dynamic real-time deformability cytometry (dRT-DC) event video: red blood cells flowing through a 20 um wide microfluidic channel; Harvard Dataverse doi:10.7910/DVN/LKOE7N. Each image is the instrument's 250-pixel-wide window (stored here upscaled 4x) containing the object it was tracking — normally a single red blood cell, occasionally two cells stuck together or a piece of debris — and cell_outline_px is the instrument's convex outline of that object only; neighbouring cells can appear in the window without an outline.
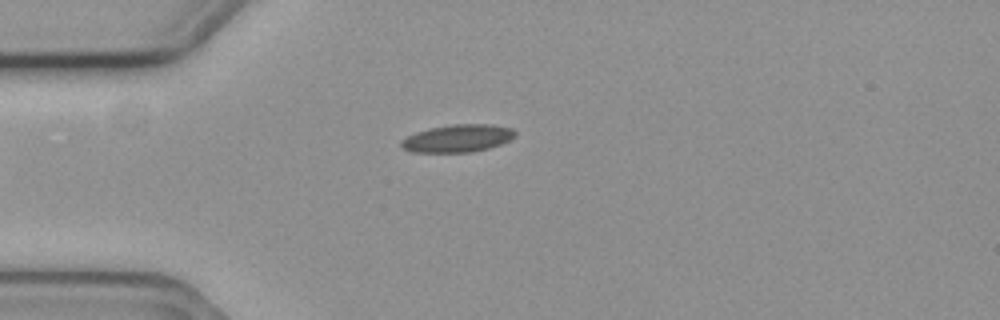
{"species": "common noctule bat (a hibernating species)", "species_latin": "Nyctalus noctula", "temperature_condition": "cold", "stored_images_in_passage": 2, "camera_frame_rate_fps": 3000, "um_per_image_px": 0.085, "animal": {"sex": "female", "body_mass_g": 19.3, "forearm_length_mm": 54.1}, "frame": {"image": 1, "passage_image": 2, "time_ms": 0.333, "image_size_px": [1000, 320], "cell_outline_px": [[516, 136], [500, 144], [488, 148], [472, 152], [412, 152], [400, 148], [400, 140], [416, 132], [428, 128], [452, 124], [492, 124], [512, 128], [516, 132]], "centroid_in_image_um": [38.87, 11.75], "position_along_channel_um": 46.1, "area_um2": 18.44}}